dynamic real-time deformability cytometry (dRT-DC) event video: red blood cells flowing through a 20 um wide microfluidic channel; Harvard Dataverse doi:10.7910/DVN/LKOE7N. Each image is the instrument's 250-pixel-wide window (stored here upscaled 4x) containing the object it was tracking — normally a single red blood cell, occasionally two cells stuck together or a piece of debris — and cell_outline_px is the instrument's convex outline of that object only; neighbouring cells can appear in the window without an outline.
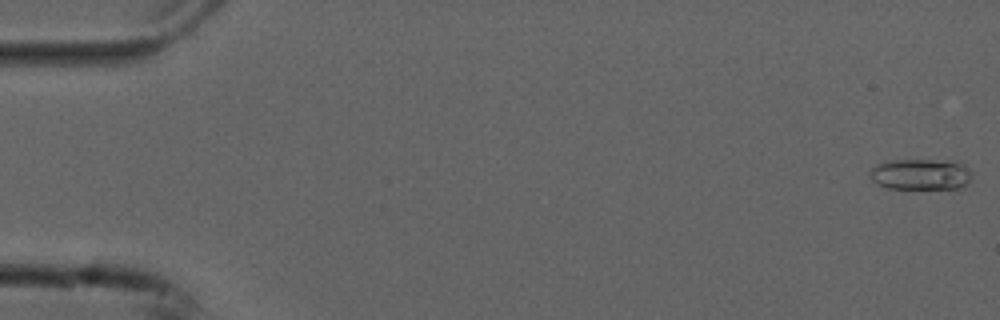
{"species": "common noctule bat (a hibernating species)", "species_latin": "Nyctalus noctula", "temperature_condition": "cold", "stored_images_in_passage": 54, "camera_frame_rate_fps": 3000, "um_per_image_px": 0.085, "animal": {"sex": "male", "forearm_length_mm": 52.5}, "frame": {"image": 1, "passage_image": 1, "time_ms": 0.0, "image_size_px": [1000, 320], "cell_outline_px": [[972, 176], [968, 184], [960, 188], [888, 188], [876, 184], [868, 176], [868, 172], [876, 164], [888, 160], [956, 160], [964, 164], [972, 172]], "centroid_in_image_um": [78.27, 14.8], "position_along_channel_um": 6.7, "area_um2": 18.84}}
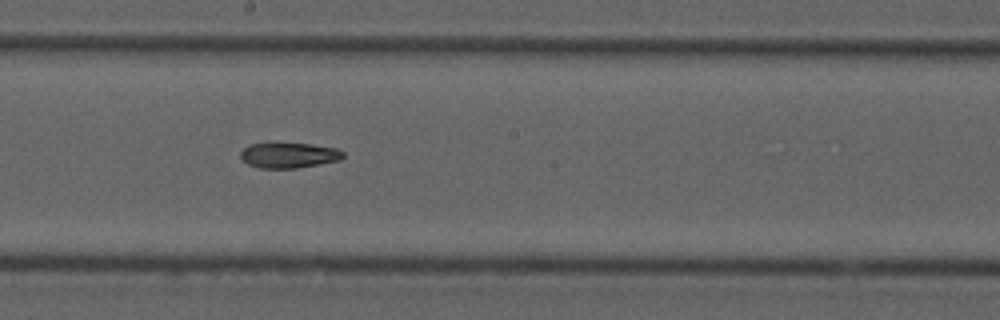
{"frame": {"image": 2, "passage_image": 30, "time_ms": 9.667, "image_size_px": [1000, 320], "cell_outline_px": [[344, 156], [340, 160], [296, 168], [260, 168], [248, 164], [240, 156], [240, 152], [244, 148], [252, 144], [268, 140], [276, 140], [308, 144], [336, 148], [344, 152]], "centroid_in_image_um": [24.51, 13.14], "position_along_channel_um": 223.7, "area_um2": 15.72}}
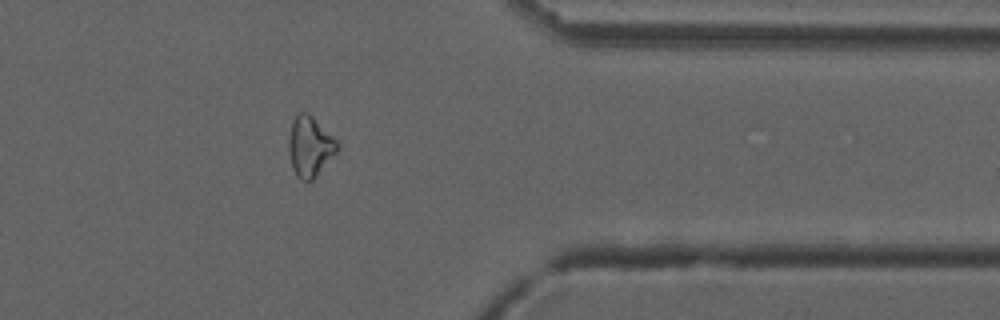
{"frame": {"image": 3, "passage_image": 44, "time_ms": 14.333, "image_size_px": [1000, 320], "cell_outline_px": [[340, 148], [316, 176], [312, 180], [300, 180], [296, 176], [292, 168], [288, 152], [288, 140], [292, 120], [300, 112], [308, 112], [340, 144]], "centroid_in_image_um": [26.32, 12.46], "position_along_channel_um": 385.1, "area_um2": 17.05}}